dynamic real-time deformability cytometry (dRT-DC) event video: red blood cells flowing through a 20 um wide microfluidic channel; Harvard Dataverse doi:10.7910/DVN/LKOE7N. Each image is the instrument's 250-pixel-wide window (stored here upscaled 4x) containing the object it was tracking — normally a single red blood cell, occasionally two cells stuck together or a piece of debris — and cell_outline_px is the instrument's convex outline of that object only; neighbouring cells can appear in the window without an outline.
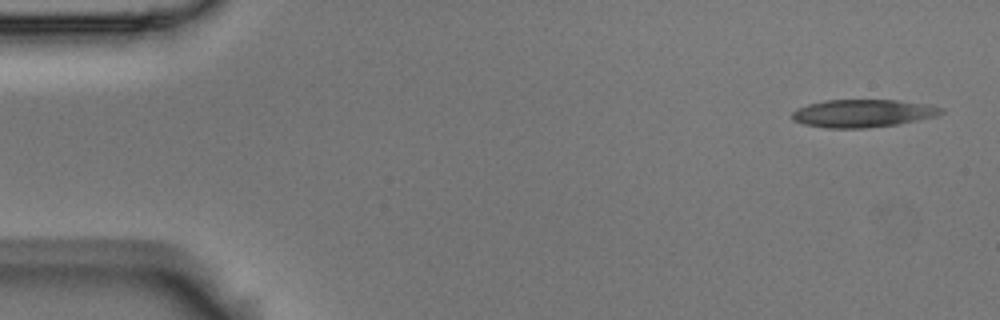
{"species": "Egyptian fruit bat (a non-hibernating species)", "species_latin": "Rousettus aegyptiacus", "temperature_condition": "room temperature", "stored_images_in_passage": 4, "camera_frame_rate_fps": 3000, "um_per_image_px": 0.085, "animal": {"sex": "male"}, "frame": {"image": 1, "passage_image": 1, "time_ms": 0.0, "image_size_px": [1000, 320], "cell_outline_px": [[944, 112], [936, 116], [896, 124], [864, 128], [824, 128], [804, 124], [792, 120], [792, 112], [796, 108], [808, 104], [824, 100], [896, 100], [932, 104], [944, 108]], "centroid_in_image_um": [73.34, 9.62], "position_along_channel_um": 11.7, "area_um2": 24.28}}
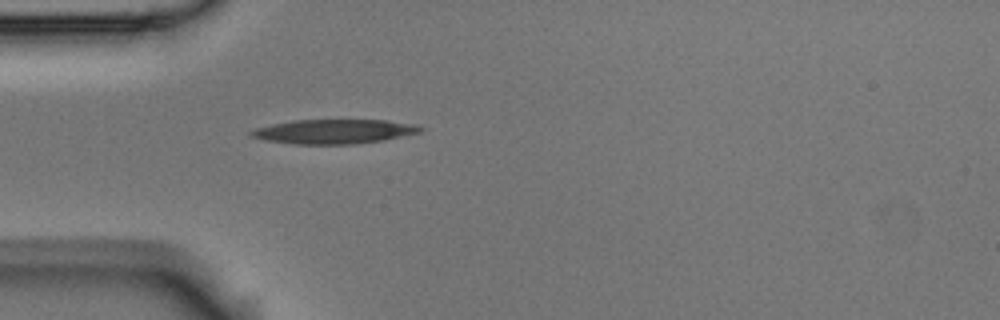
{"frame": {"image": 2, "passage_image": 4, "time_ms": 1.0, "image_size_px": [1000, 320], "cell_outline_px": [[424, 128], [420, 132], [384, 140], [352, 144], [292, 144], [264, 140], [248, 136], [248, 132], [256, 128], [272, 124], [296, 120], [384, 120], [412, 124]], "centroid_in_image_um": [28.33, 11.18], "position_along_channel_um": 56.7, "area_um2": 23.93}}